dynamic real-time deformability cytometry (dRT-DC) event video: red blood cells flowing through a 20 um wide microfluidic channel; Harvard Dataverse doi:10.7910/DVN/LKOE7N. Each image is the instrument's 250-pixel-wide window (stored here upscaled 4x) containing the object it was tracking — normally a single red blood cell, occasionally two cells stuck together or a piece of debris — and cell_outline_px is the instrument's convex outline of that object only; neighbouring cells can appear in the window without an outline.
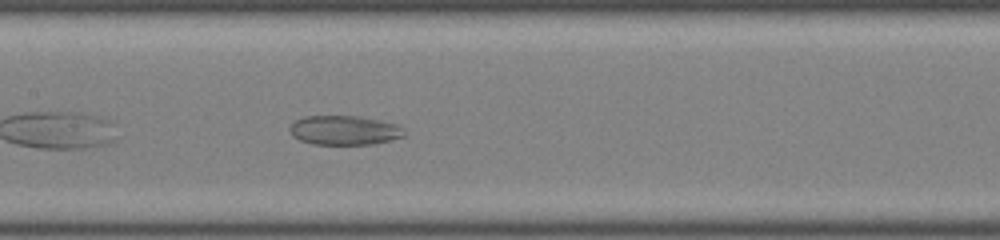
{"species": "common noctule bat (a hibernating species)", "species_latin": "Nyctalus noctula", "temperature_condition": "room temperature", "stored_images_in_passage": 34, "camera_frame_rate_fps": 3000, "um_per_image_px": 0.085, "animal": {"sex": "male", "body_mass_g": 19.0, "forearm_length_mm": 50.8}, "frame": {"image": 1, "passage_image": 10, "time_ms": 3.0, "image_size_px": [1000, 240], "cell_outline_px": [[404, 136], [372, 144], [312, 144], [300, 140], [292, 136], [288, 128], [296, 120], [304, 116], [360, 116], [396, 124], [404, 128]], "centroid_in_image_um": [29.24, 11.07], "position_along_channel_um": 178.2, "area_um2": 19.48}}
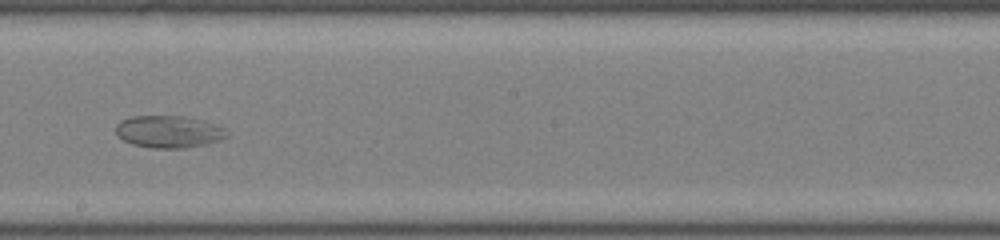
{"frame": {"image": 2, "passage_image": 14, "time_ms": 4.333, "image_size_px": [1000, 240], "cell_outline_px": [[228, 136], [204, 144], [184, 148], [152, 148], [132, 144], [124, 140], [116, 132], [116, 124], [120, 120], [132, 116], [184, 116], [200, 120], [224, 128], [228, 132]], "centroid_in_image_um": [14.3, 11.19], "position_along_channel_um": 233.9, "area_um2": 20.52}}
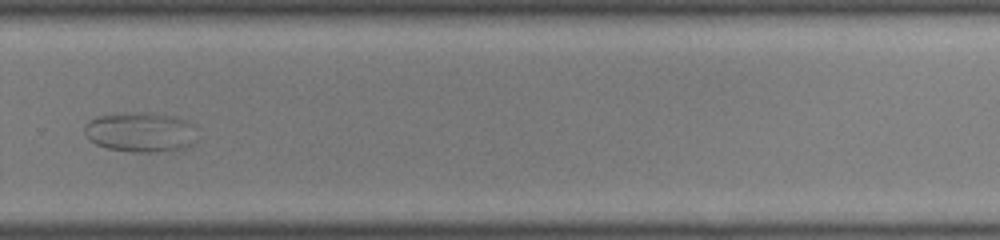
{"frame": {"image": 3, "passage_image": 20, "time_ms": 6.333, "image_size_px": [1000, 240], "cell_outline_px": [[196, 140], [192, 144], [184, 148], [168, 152], [132, 152], [108, 148], [96, 144], [88, 140], [84, 132], [84, 124], [88, 120], [96, 116], [124, 112], [148, 112], [172, 116], [196, 124]], "centroid_in_image_um": [11.95, 11.23], "position_along_channel_um": 317.9, "area_um2": 26.82}}